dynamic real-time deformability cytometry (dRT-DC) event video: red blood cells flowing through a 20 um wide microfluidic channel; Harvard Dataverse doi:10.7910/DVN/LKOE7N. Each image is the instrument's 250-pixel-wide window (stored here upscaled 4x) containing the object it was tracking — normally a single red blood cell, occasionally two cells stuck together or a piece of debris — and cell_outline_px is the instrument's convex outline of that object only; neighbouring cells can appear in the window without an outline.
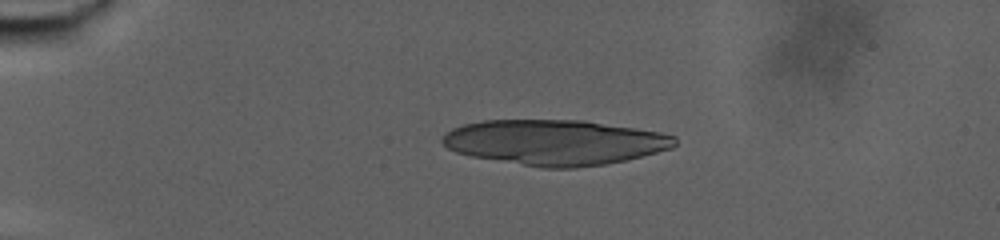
{"species": "human", "species_latin": "Homo sapiens", "temperature_condition": "warm", "stored_images_in_passage": 31, "camera_frame_rate_fps": 3000, "um_per_image_px": 0.085, "donor": {"sex": "male"}, "frame": {"image": 1, "passage_image": 18, "time_ms": 5.667, "image_size_px": [1000, 240], "cell_outline_px": [[676, 144], [672, 148], [624, 160], [604, 164], [576, 168], [540, 168], [472, 156], [456, 152], [448, 148], [440, 140], [444, 132], [452, 128], [464, 124], [484, 120], [584, 120], [660, 132], [676, 136]], "centroid_in_image_um": [47.13, 12.09], "position_along_channel_um": 37.9, "area_um2": 61.33}}